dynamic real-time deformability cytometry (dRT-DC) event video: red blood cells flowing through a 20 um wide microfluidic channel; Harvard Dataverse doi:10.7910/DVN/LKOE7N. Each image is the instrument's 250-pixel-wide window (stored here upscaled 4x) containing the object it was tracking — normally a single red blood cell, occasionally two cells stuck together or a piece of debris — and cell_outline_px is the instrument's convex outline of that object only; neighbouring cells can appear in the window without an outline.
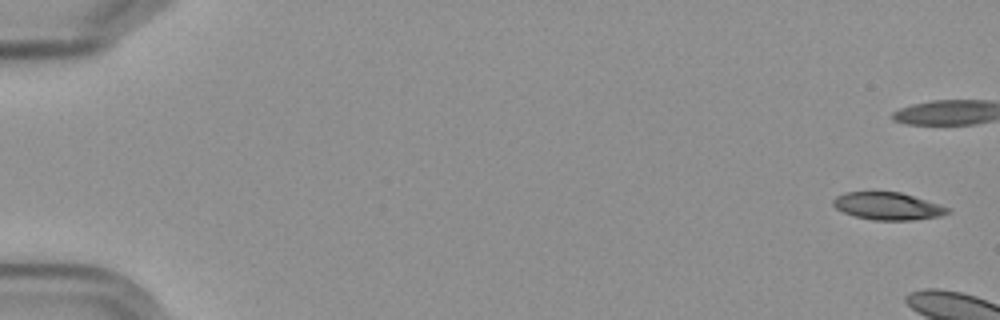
{"species": "Egyptian fruit bat (a non-hibernating species)", "species_latin": "Rousettus aegyptiacus", "temperature_condition": "cold", "stored_images_in_passage": 3, "camera_frame_rate_fps": 3000, "um_per_image_px": 0.085, "frame": {"image": 1, "passage_image": 1, "time_ms": 0.0, "image_size_px": [1000, 320], "cell_outline_px": [[948, 212], [940, 216], [912, 220], [876, 220], [856, 216], [844, 212], [836, 208], [832, 204], [832, 200], [836, 196], [844, 192], [900, 192], [948, 208]], "centroid_in_image_um": [75.39, 17.52], "position_along_channel_um": 9.6, "area_um2": 17.86}}